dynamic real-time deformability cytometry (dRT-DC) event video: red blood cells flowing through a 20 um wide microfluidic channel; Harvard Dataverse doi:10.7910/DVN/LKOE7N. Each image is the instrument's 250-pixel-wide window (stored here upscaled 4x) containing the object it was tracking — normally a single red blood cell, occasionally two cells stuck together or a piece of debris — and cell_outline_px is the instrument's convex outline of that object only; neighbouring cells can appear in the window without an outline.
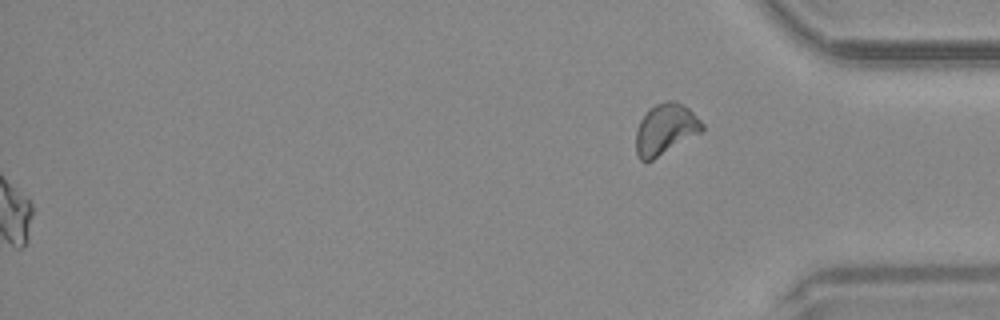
{"species": "common noctule bat (a hibernating species)", "species_latin": "Nyctalus noctula", "temperature_condition": "warm", "stored_images_in_passage": 52, "segment_of_instrument_passage": [2, 2], "camera_frame_rate_fps": 3000, "um_per_image_px": 0.085, "animal": {"sex": "male", "body_mass_g": 20.4}, "frame": {"image": 1, "passage_image": 52, "time_ms": 17.0, "image_size_px": [1000, 320], "cell_outline_px": [[704, 128], [700, 132], [652, 160], [640, 160], [636, 152], [636, 128], [640, 120], [648, 108], [656, 104], [668, 100], [672, 100], [684, 104], [704, 124]], "centroid_in_image_um": [56.53, 10.95], "position_along_channel_um": 378.7, "area_um2": 19.42}}